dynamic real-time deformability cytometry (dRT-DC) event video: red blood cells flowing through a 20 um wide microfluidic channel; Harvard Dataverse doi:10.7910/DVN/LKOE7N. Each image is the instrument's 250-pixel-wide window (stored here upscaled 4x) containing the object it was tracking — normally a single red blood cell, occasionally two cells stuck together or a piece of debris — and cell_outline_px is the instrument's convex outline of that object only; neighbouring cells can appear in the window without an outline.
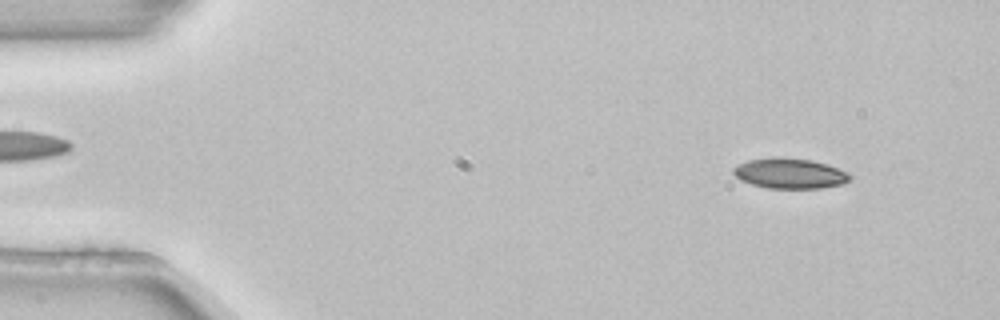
{"species": "common noctule bat (a hibernating species)", "species_latin": "Nyctalus noctula", "temperature_condition": "room temperature", "stored_images_in_passage": 3, "camera_frame_rate_fps": 3000, "um_per_image_px": 0.085, "animal": {"sex": "female", "body_mass_g": 22.7, "forearm_length_mm": 54.2}, "frame": {"image": 1, "passage_image": 1, "time_ms": 0.0, "image_size_px": [1000, 320], "cell_outline_px": [[852, 176], [844, 184], [820, 188], [768, 188], [752, 184], [740, 180], [732, 172], [732, 168], [748, 160], [812, 160], [848, 172]], "centroid_in_image_um": [67.16, 14.79], "position_along_channel_um": 17.8, "area_um2": 19.59}}
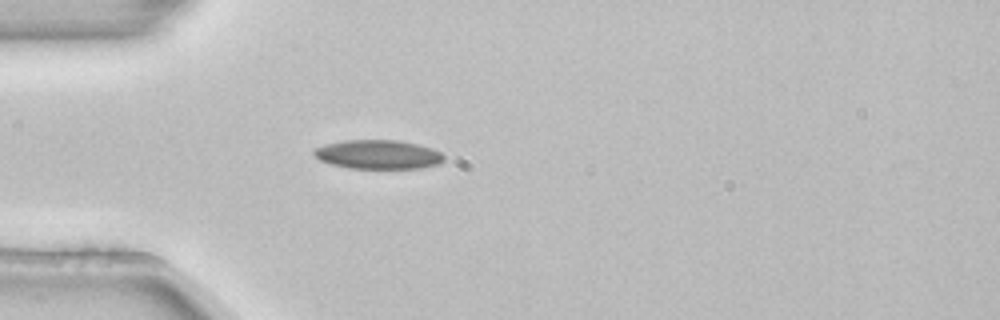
{"frame": {"image": 2, "passage_image": 3, "time_ms": 0.667, "image_size_px": [1000, 320], "cell_outline_px": [[444, 160], [440, 164], [420, 168], [348, 168], [332, 164], [320, 160], [312, 152], [312, 148], [324, 144], [344, 140], [400, 140], [432, 148], [440, 152], [444, 156]], "centroid_in_image_um": [32.12, 13.12], "position_along_channel_um": 52.9, "area_um2": 22.08}}